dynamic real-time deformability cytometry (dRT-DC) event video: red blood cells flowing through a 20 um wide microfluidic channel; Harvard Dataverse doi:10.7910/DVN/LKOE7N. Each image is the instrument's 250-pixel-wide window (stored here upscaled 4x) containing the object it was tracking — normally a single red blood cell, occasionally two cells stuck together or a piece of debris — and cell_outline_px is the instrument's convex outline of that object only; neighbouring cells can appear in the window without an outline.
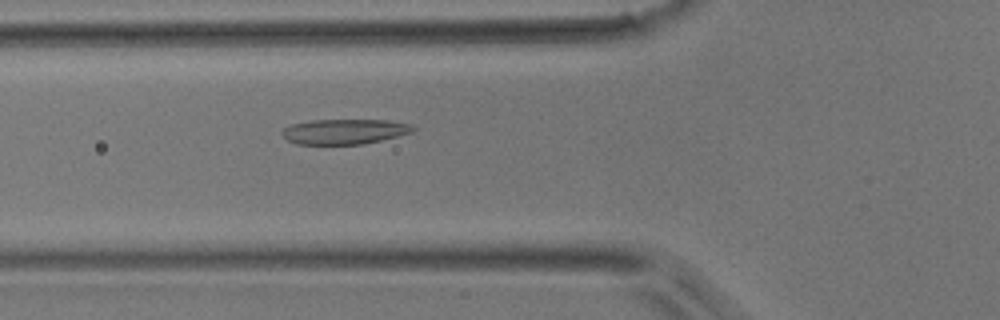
{"species": "common noctule bat (a hibernating species)", "species_latin": "Nyctalus noctula", "temperature_condition": "room temperature", "stored_images_in_passage": 36, "camera_frame_rate_fps": 3000, "um_per_image_px": 0.085, "animal": {"sex": "male", "body_mass_g": 17.9}, "frame": {"image": 1, "passage_image": 5, "time_ms": 1.333, "image_size_px": [1000, 320], "cell_outline_px": [[416, 128], [412, 132], [364, 144], [296, 144], [288, 140], [280, 132], [284, 128], [292, 124], [312, 120], [388, 120], [412, 124]], "centroid_in_image_um": [29.28, 11.18], "position_along_channel_um": 96.5, "area_um2": 19.07}}
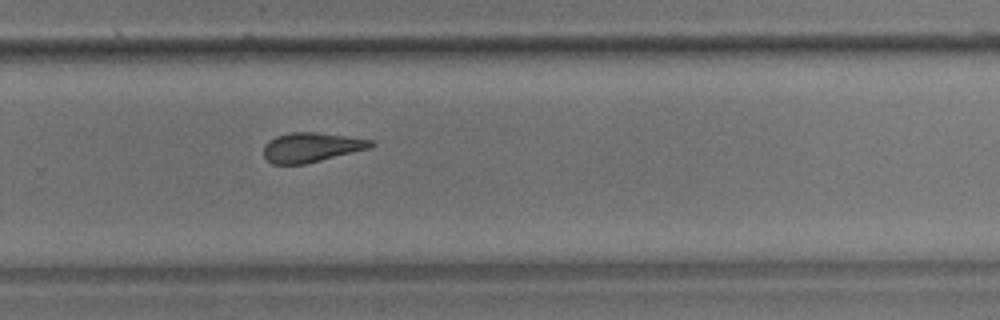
{"frame": {"image": 2, "passage_image": 20, "time_ms": 6.333, "image_size_px": [1000, 320], "cell_outline_px": [[376, 144], [372, 148], [304, 164], [272, 164], [264, 156], [264, 144], [268, 140], [276, 136], [292, 132], [312, 132], [344, 136], [372, 140]], "centroid_in_image_um": [26.46, 12.52], "position_along_channel_um": 303.3, "area_um2": 18.38}}
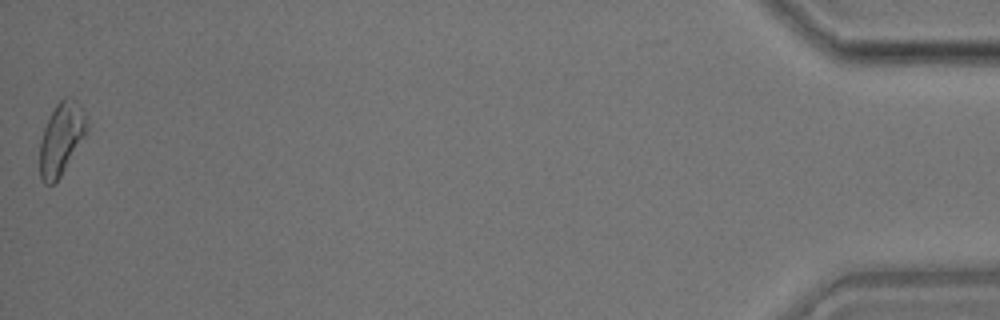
{"frame": {"image": 3, "passage_image": 36, "time_ms": 11.667, "image_size_px": [1000, 320], "cell_outline_px": [[84, 136], [60, 176], [52, 184], [44, 184], [40, 180], [40, 140], [44, 128], [56, 104], [64, 96], [72, 96], [76, 100], [84, 116]], "centroid_in_image_um": [5.14, 11.79], "position_along_channel_um": 430.1, "area_um2": 19.02}}